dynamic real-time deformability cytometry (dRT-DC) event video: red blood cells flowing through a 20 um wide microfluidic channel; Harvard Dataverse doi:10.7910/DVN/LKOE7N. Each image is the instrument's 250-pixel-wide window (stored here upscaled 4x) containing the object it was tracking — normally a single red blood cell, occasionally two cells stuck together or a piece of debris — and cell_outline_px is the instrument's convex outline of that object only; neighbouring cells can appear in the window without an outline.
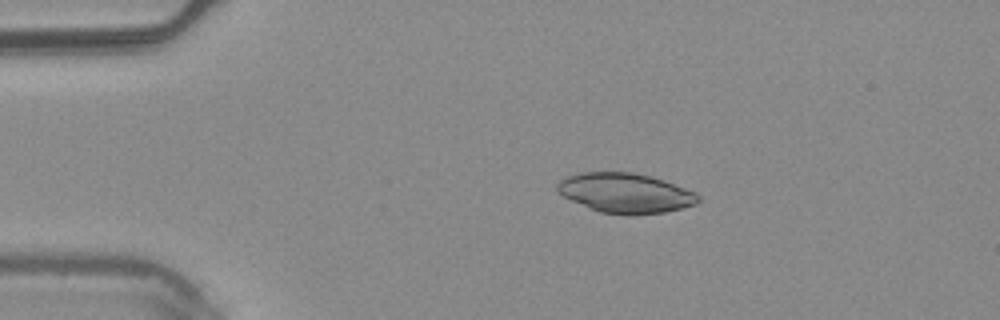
{"species": "common noctule bat (a hibernating species)", "species_latin": "Nyctalus noctula", "temperature_condition": "warm", "stored_images_in_passage": 5, "camera_frame_rate_fps": 3000, "um_per_image_px": 0.085, "animal": {"sex": "male", "body_mass_g": 20.4}, "frame": {"image": 1, "passage_image": 5, "time_ms": 1.333, "image_size_px": [1000, 320], "cell_outline_px": [[700, 200], [696, 204], [664, 212], [600, 212], [572, 200], [564, 196], [556, 188], [556, 184], [560, 180], [568, 176], [580, 172], [632, 172], [664, 180], [696, 192], [700, 196]], "centroid_in_image_um": [53.16, 16.36], "position_along_channel_um": 31.8, "area_um2": 31.62}}